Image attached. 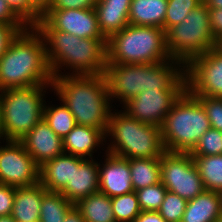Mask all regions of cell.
Wrapping results in <instances>:
<instances>
[{"instance_id": "cell-4", "label": "cell", "mask_w": 222, "mask_h": 222, "mask_svg": "<svg viewBox=\"0 0 222 222\" xmlns=\"http://www.w3.org/2000/svg\"><path fill=\"white\" fill-rule=\"evenodd\" d=\"M104 76L111 103L119 101L121 107L145 90L186 88L185 65L175 59L155 64L107 63Z\"/></svg>"}, {"instance_id": "cell-33", "label": "cell", "mask_w": 222, "mask_h": 222, "mask_svg": "<svg viewBox=\"0 0 222 222\" xmlns=\"http://www.w3.org/2000/svg\"><path fill=\"white\" fill-rule=\"evenodd\" d=\"M187 202L186 199L181 198L178 194L167 191L157 212L167 222H181Z\"/></svg>"}, {"instance_id": "cell-32", "label": "cell", "mask_w": 222, "mask_h": 222, "mask_svg": "<svg viewBox=\"0 0 222 222\" xmlns=\"http://www.w3.org/2000/svg\"><path fill=\"white\" fill-rule=\"evenodd\" d=\"M192 156H210L222 154V132L210 128L207 130L194 149L190 152Z\"/></svg>"}, {"instance_id": "cell-34", "label": "cell", "mask_w": 222, "mask_h": 222, "mask_svg": "<svg viewBox=\"0 0 222 222\" xmlns=\"http://www.w3.org/2000/svg\"><path fill=\"white\" fill-rule=\"evenodd\" d=\"M202 104L211 128L222 132V98L195 96Z\"/></svg>"}, {"instance_id": "cell-27", "label": "cell", "mask_w": 222, "mask_h": 222, "mask_svg": "<svg viewBox=\"0 0 222 222\" xmlns=\"http://www.w3.org/2000/svg\"><path fill=\"white\" fill-rule=\"evenodd\" d=\"M60 105L44 104L43 119L48 123L50 128L62 139L75 127L76 121L67 108V106L60 100Z\"/></svg>"}, {"instance_id": "cell-47", "label": "cell", "mask_w": 222, "mask_h": 222, "mask_svg": "<svg viewBox=\"0 0 222 222\" xmlns=\"http://www.w3.org/2000/svg\"><path fill=\"white\" fill-rule=\"evenodd\" d=\"M1 100H2V94H1V90H0V135H1V128H2V124H1Z\"/></svg>"}, {"instance_id": "cell-25", "label": "cell", "mask_w": 222, "mask_h": 222, "mask_svg": "<svg viewBox=\"0 0 222 222\" xmlns=\"http://www.w3.org/2000/svg\"><path fill=\"white\" fill-rule=\"evenodd\" d=\"M130 174L134 191L161 182L160 157L131 158Z\"/></svg>"}, {"instance_id": "cell-13", "label": "cell", "mask_w": 222, "mask_h": 222, "mask_svg": "<svg viewBox=\"0 0 222 222\" xmlns=\"http://www.w3.org/2000/svg\"><path fill=\"white\" fill-rule=\"evenodd\" d=\"M185 90L186 88L145 90L122 105V109L136 120L161 128L173 104Z\"/></svg>"}, {"instance_id": "cell-40", "label": "cell", "mask_w": 222, "mask_h": 222, "mask_svg": "<svg viewBox=\"0 0 222 222\" xmlns=\"http://www.w3.org/2000/svg\"><path fill=\"white\" fill-rule=\"evenodd\" d=\"M210 25L215 41L222 37V8H209Z\"/></svg>"}, {"instance_id": "cell-48", "label": "cell", "mask_w": 222, "mask_h": 222, "mask_svg": "<svg viewBox=\"0 0 222 222\" xmlns=\"http://www.w3.org/2000/svg\"><path fill=\"white\" fill-rule=\"evenodd\" d=\"M220 196V203H221V218H222V190L218 192Z\"/></svg>"}, {"instance_id": "cell-1", "label": "cell", "mask_w": 222, "mask_h": 222, "mask_svg": "<svg viewBox=\"0 0 222 222\" xmlns=\"http://www.w3.org/2000/svg\"><path fill=\"white\" fill-rule=\"evenodd\" d=\"M35 27L44 38L53 77L64 75L61 71L64 69L70 70L66 73L72 75L104 74L107 65L106 38H79L54 30L43 18Z\"/></svg>"}, {"instance_id": "cell-2", "label": "cell", "mask_w": 222, "mask_h": 222, "mask_svg": "<svg viewBox=\"0 0 222 222\" xmlns=\"http://www.w3.org/2000/svg\"><path fill=\"white\" fill-rule=\"evenodd\" d=\"M46 44L35 26L20 31L0 57V90L52 85Z\"/></svg>"}, {"instance_id": "cell-39", "label": "cell", "mask_w": 222, "mask_h": 222, "mask_svg": "<svg viewBox=\"0 0 222 222\" xmlns=\"http://www.w3.org/2000/svg\"><path fill=\"white\" fill-rule=\"evenodd\" d=\"M0 23L9 25H26L13 12L5 0H0Z\"/></svg>"}, {"instance_id": "cell-24", "label": "cell", "mask_w": 222, "mask_h": 222, "mask_svg": "<svg viewBox=\"0 0 222 222\" xmlns=\"http://www.w3.org/2000/svg\"><path fill=\"white\" fill-rule=\"evenodd\" d=\"M74 206L82 214L85 222H116L111 198L101 192L88 195Z\"/></svg>"}, {"instance_id": "cell-26", "label": "cell", "mask_w": 222, "mask_h": 222, "mask_svg": "<svg viewBox=\"0 0 222 222\" xmlns=\"http://www.w3.org/2000/svg\"><path fill=\"white\" fill-rule=\"evenodd\" d=\"M198 168L205 190H222V154L192 156Z\"/></svg>"}, {"instance_id": "cell-19", "label": "cell", "mask_w": 222, "mask_h": 222, "mask_svg": "<svg viewBox=\"0 0 222 222\" xmlns=\"http://www.w3.org/2000/svg\"><path fill=\"white\" fill-rule=\"evenodd\" d=\"M132 0H98L95 5L98 26L108 39L129 25V8Z\"/></svg>"}, {"instance_id": "cell-38", "label": "cell", "mask_w": 222, "mask_h": 222, "mask_svg": "<svg viewBox=\"0 0 222 222\" xmlns=\"http://www.w3.org/2000/svg\"><path fill=\"white\" fill-rule=\"evenodd\" d=\"M98 0H53L50 9H94Z\"/></svg>"}, {"instance_id": "cell-15", "label": "cell", "mask_w": 222, "mask_h": 222, "mask_svg": "<svg viewBox=\"0 0 222 222\" xmlns=\"http://www.w3.org/2000/svg\"><path fill=\"white\" fill-rule=\"evenodd\" d=\"M104 162H99V192L110 198L134 191L130 159L105 151Z\"/></svg>"}, {"instance_id": "cell-45", "label": "cell", "mask_w": 222, "mask_h": 222, "mask_svg": "<svg viewBox=\"0 0 222 222\" xmlns=\"http://www.w3.org/2000/svg\"><path fill=\"white\" fill-rule=\"evenodd\" d=\"M220 54H222V37L218 38L214 47Z\"/></svg>"}, {"instance_id": "cell-18", "label": "cell", "mask_w": 222, "mask_h": 222, "mask_svg": "<svg viewBox=\"0 0 222 222\" xmlns=\"http://www.w3.org/2000/svg\"><path fill=\"white\" fill-rule=\"evenodd\" d=\"M103 145H106L105 133L90 126L76 124L63 138L64 153L85 159H93L100 146L106 149Z\"/></svg>"}, {"instance_id": "cell-31", "label": "cell", "mask_w": 222, "mask_h": 222, "mask_svg": "<svg viewBox=\"0 0 222 222\" xmlns=\"http://www.w3.org/2000/svg\"><path fill=\"white\" fill-rule=\"evenodd\" d=\"M166 192L167 189L161 182L135 191L142 211H158Z\"/></svg>"}, {"instance_id": "cell-44", "label": "cell", "mask_w": 222, "mask_h": 222, "mask_svg": "<svg viewBox=\"0 0 222 222\" xmlns=\"http://www.w3.org/2000/svg\"><path fill=\"white\" fill-rule=\"evenodd\" d=\"M208 8H222V0H203Z\"/></svg>"}, {"instance_id": "cell-5", "label": "cell", "mask_w": 222, "mask_h": 222, "mask_svg": "<svg viewBox=\"0 0 222 222\" xmlns=\"http://www.w3.org/2000/svg\"><path fill=\"white\" fill-rule=\"evenodd\" d=\"M113 111V112H112ZM111 111L105 151L127 159L161 157L165 152L161 128L130 117L123 110Z\"/></svg>"}, {"instance_id": "cell-8", "label": "cell", "mask_w": 222, "mask_h": 222, "mask_svg": "<svg viewBox=\"0 0 222 222\" xmlns=\"http://www.w3.org/2000/svg\"><path fill=\"white\" fill-rule=\"evenodd\" d=\"M47 88L52 85L1 91V140L20 141L43 118Z\"/></svg>"}, {"instance_id": "cell-12", "label": "cell", "mask_w": 222, "mask_h": 222, "mask_svg": "<svg viewBox=\"0 0 222 222\" xmlns=\"http://www.w3.org/2000/svg\"><path fill=\"white\" fill-rule=\"evenodd\" d=\"M39 167L21 141L0 139V184L33 186L39 183Z\"/></svg>"}, {"instance_id": "cell-20", "label": "cell", "mask_w": 222, "mask_h": 222, "mask_svg": "<svg viewBox=\"0 0 222 222\" xmlns=\"http://www.w3.org/2000/svg\"><path fill=\"white\" fill-rule=\"evenodd\" d=\"M46 192V188L40 183L15 187L11 217L16 222H39L41 202Z\"/></svg>"}, {"instance_id": "cell-22", "label": "cell", "mask_w": 222, "mask_h": 222, "mask_svg": "<svg viewBox=\"0 0 222 222\" xmlns=\"http://www.w3.org/2000/svg\"><path fill=\"white\" fill-rule=\"evenodd\" d=\"M221 203L217 191L204 190L188 200L181 222H221Z\"/></svg>"}, {"instance_id": "cell-28", "label": "cell", "mask_w": 222, "mask_h": 222, "mask_svg": "<svg viewBox=\"0 0 222 222\" xmlns=\"http://www.w3.org/2000/svg\"><path fill=\"white\" fill-rule=\"evenodd\" d=\"M74 204L60 192L47 191L42 198L39 222H64Z\"/></svg>"}, {"instance_id": "cell-16", "label": "cell", "mask_w": 222, "mask_h": 222, "mask_svg": "<svg viewBox=\"0 0 222 222\" xmlns=\"http://www.w3.org/2000/svg\"><path fill=\"white\" fill-rule=\"evenodd\" d=\"M73 155L72 180L60 191L73 204L99 192V163Z\"/></svg>"}, {"instance_id": "cell-29", "label": "cell", "mask_w": 222, "mask_h": 222, "mask_svg": "<svg viewBox=\"0 0 222 222\" xmlns=\"http://www.w3.org/2000/svg\"><path fill=\"white\" fill-rule=\"evenodd\" d=\"M116 222H133L142 212L135 191L111 198Z\"/></svg>"}, {"instance_id": "cell-30", "label": "cell", "mask_w": 222, "mask_h": 222, "mask_svg": "<svg viewBox=\"0 0 222 222\" xmlns=\"http://www.w3.org/2000/svg\"><path fill=\"white\" fill-rule=\"evenodd\" d=\"M202 2L203 0H168L164 31L185 20L187 15Z\"/></svg>"}, {"instance_id": "cell-21", "label": "cell", "mask_w": 222, "mask_h": 222, "mask_svg": "<svg viewBox=\"0 0 222 222\" xmlns=\"http://www.w3.org/2000/svg\"><path fill=\"white\" fill-rule=\"evenodd\" d=\"M73 155L63 153L39 167V183L50 192H60L72 180Z\"/></svg>"}, {"instance_id": "cell-41", "label": "cell", "mask_w": 222, "mask_h": 222, "mask_svg": "<svg viewBox=\"0 0 222 222\" xmlns=\"http://www.w3.org/2000/svg\"><path fill=\"white\" fill-rule=\"evenodd\" d=\"M133 222H167L157 211H142Z\"/></svg>"}, {"instance_id": "cell-35", "label": "cell", "mask_w": 222, "mask_h": 222, "mask_svg": "<svg viewBox=\"0 0 222 222\" xmlns=\"http://www.w3.org/2000/svg\"><path fill=\"white\" fill-rule=\"evenodd\" d=\"M13 12L27 25L35 26L42 18L31 6L29 0H5Z\"/></svg>"}, {"instance_id": "cell-46", "label": "cell", "mask_w": 222, "mask_h": 222, "mask_svg": "<svg viewBox=\"0 0 222 222\" xmlns=\"http://www.w3.org/2000/svg\"><path fill=\"white\" fill-rule=\"evenodd\" d=\"M0 222H16V221L11 217V215H9V216H1Z\"/></svg>"}, {"instance_id": "cell-17", "label": "cell", "mask_w": 222, "mask_h": 222, "mask_svg": "<svg viewBox=\"0 0 222 222\" xmlns=\"http://www.w3.org/2000/svg\"><path fill=\"white\" fill-rule=\"evenodd\" d=\"M20 141L39 166L64 153L63 139L43 118Z\"/></svg>"}, {"instance_id": "cell-37", "label": "cell", "mask_w": 222, "mask_h": 222, "mask_svg": "<svg viewBox=\"0 0 222 222\" xmlns=\"http://www.w3.org/2000/svg\"><path fill=\"white\" fill-rule=\"evenodd\" d=\"M14 196L15 187L0 184V217L11 215Z\"/></svg>"}, {"instance_id": "cell-9", "label": "cell", "mask_w": 222, "mask_h": 222, "mask_svg": "<svg viewBox=\"0 0 222 222\" xmlns=\"http://www.w3.org/2000/svg\"><path fill=\"white\" fill-rule=\"evenodd\" d=\"M209 8L204 2L194 8L181 23L166 31V44L172 59L186 65L195 56L215 47Z\"/></svg>"}, {"instance_id": "cell-23", "label": "cell", "mask_w": 222, "mask_h": 222, "mask_svg": "<svg viewBox=\"0 0 222 222\" xmlns=\"http://www.w3.org/2000/svg\"><path fill=\"white\" fill-rule=\"evenodd\" d=\"M168 0H132L129 24L160 27L164 29Z\"/></svg>"}, {"instance_id": "cell-7", "label": "cell", "mask_w": 222, "mask_h": 222, "mask_svg": "<svg viewBox=\"0 0 222 222\" xmlns=\"http://www.w3.org/2000/svg\"><path fill=\"white\" fill-rule=\"evenodd\" d=\"M210 128L202 104L186 89L173 104L161 127L164 149L190 153Z\"/></svg>"}, {"instance_id": "cell-10", "label": "cell", "mask_w": 222, "mask_h": 222, "mask_svg": "<svg viewBox=\"0 0 222 222\" xmlns=\"http://www.w3.org/2000/svg\"><path fill=\"white\" fill-rule=\"evenodd\" d=\"M161 183L181 198L194 199L205 188L190 153L165 151L160 157Z\"/></svg>"}, {"instance_id": "cell-42", "label": "cell", "mask_w": 222, "mask_h": 222, "mask_svg": "<svg viewBox=\"0 0 222 222\" xmlns=\"http://www.w3.org/2000/svg\"><path fill=\"white\" fill-rule=\"evenodd\" d=\"M53 0H29L30 6L42 17L49 9Z\"/></svg>"}, {"instance_id": "cell-14", "label": "cell", "mask_w": 222, "mask_h": 222, "mask_svg": "<svg viewBox=\"0 0 222 222\" xmlns=\"http://www.w3.org/2000/svg\"><path fill=\"white\" fill-rule=\"evenodd\" d=\"M42 18L54 29L79 38H105L95 9H49Z\"/></svg>"}, {"instance_id": "cell-11", "label": "cell", "mask_w": 222, "mask_h": 222, "mask_svg": "<svg viewBox=\"0 0 222 222\" xmlns=\"http://www.w3.org/2000/svg\"><path fill=\"white\" fill-rule=\"evenodd\" d=\"M186 89L194 96L222 98V54L215 48L185 65Z\"/></svg>"}, {"instance_id": "cell-43", "label": "cell", "mask_w": 222, "mask_h": 222, "mask_svg": "<svg viewBox=\"0 0 222 222\" xmlns=\"http://www.w3.org/2000/svg\"><path fill=\"white\" fill-rule=\"evenodd\" d=\"M64 222H85V220L79 210L73 205L66 213Z\"/></svg>"}, {"instance_id": "cell-6", "label": "cell", "mask_w": 222, "mask_h": 222, "mask_svg": "<svg viewBox=\"0 0 222 222\" xmlns=\"http://www.w3.org/2000/svg\"><path fill=\"white\" fill-rule=\"evenodd\" d=\"M107 63L155 64L172 60L160 27L128 25L107 39Z\"/></svg>"}, {"instance_id": "cell-3", "label": "cell", "mask_w": 222, "mask_h": 222, "mask_svg": "<svg viewBox=\"0 0 222 222\" xmlns=\"http://www.w3.org/2000/svg\"><path fill=\"white\" fill-rule=\"evenodd\" d=\"M54 91V92H53ZM52 92L73 114L76 124L102 130L105 134L112 105L104 74L53 77ZM56 92V93H55Z\"/></svg>"}, {"instance_id": "cell-36", "label": "cell", "mask_w": 222, "mask_h": 222, "mask_svg": "<svg viewBox=\"0 0 222 222\" xmlns=\"http://www.w3.org/2000/svg\"><path fill=\"white\" fill-rule=\"evenodd\" d=\"M27 25H9L0 23V57L6 52L16 35L27 28Z\"/></svg>"}]
</instances>
